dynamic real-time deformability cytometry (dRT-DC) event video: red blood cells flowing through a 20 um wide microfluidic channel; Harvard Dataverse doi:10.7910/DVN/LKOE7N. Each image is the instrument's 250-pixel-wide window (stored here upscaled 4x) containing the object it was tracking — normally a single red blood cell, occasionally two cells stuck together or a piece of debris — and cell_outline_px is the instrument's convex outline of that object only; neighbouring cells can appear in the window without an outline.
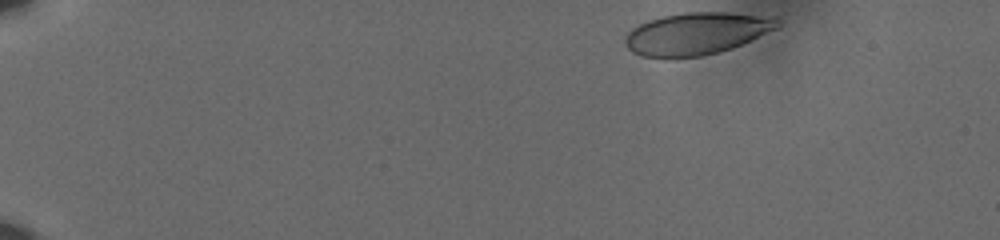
{"species": "human", "species_latin": "Homo sapiens", "temperature_condition": "cold", "stored_images_in_passage": 46, "camera_frame_rate_fps": 3000, "um_per_image_px": 0.085, "donor": {"sex": "male"}, "frame": {"image": 1, "passage_image": 1, "time_ms": 0.0, "image_size_px": [1000, 240], "cell_outline_px": [[780, 24], [776, 28], [732, 48], [700, 56], [640, 56], [632, 52], [624, 44], [624, 36], [632, 28], [648, 20], [664, 16], [684, 12], [728, 12], [780, 16]], "centroid_in_image_um": [59.23, 2.81], "position_along_channel_um": 25.8, "area_um2": 37.22}}
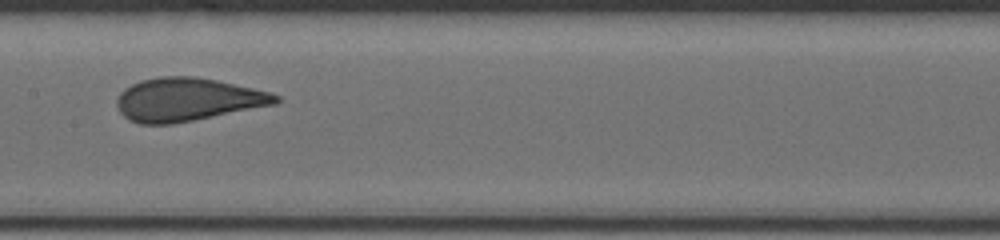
{"frame": {"image": 2, "passage_image": 25, "time_ms": 8.0, "image_size_px": [1000, 240], "cell_outline_px": [[280, 100], [276, 104], [172, 124], [140, 124], [128, 120], [120, 112], [116, 104], [116, 100], [120, 92], [124, 88], [140, 80], [160, 76], [192, 76], [216, 80], [272, 92], [280, 96]], "centroid_in_image_um": [15.91, 8.45], "position_along_channel_um": 191.5, "area_um2": 40.0}}
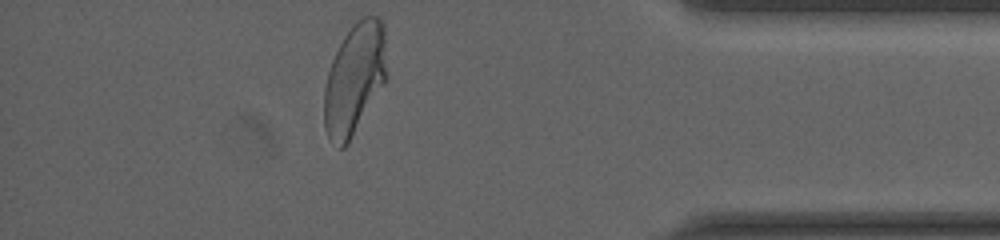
{"frame": {"image": 3, "passage_image": 45, "time_ms": 14.667, "image_size_px": [1000, 240], "cell_outline_px": [[388, 72], [384, 84], [348, 144], [344, 148], [340, 148], [328, 140], [324, 128], [324, 88], [328, 72], [332, 60], [344, 36], [352, 24], [356, 20], [364, 16], [376, 16], [384, 24]], "centroid_in_image_um": [30.14, 6.71], "position_along_channel_um": 405.1, "area_um2": 41.04}, "authors_computed_cell_mechanics": {"area_um2": 39.2462, "velocity_mm_per_s": 3.6039, "shape_relaxation_time_tau1_ms": 6.4487, "shape_relaxation_time_tau2_ms": null, "deformation_change_tau1": 0.1799, "deformation_change_tau2": null}}